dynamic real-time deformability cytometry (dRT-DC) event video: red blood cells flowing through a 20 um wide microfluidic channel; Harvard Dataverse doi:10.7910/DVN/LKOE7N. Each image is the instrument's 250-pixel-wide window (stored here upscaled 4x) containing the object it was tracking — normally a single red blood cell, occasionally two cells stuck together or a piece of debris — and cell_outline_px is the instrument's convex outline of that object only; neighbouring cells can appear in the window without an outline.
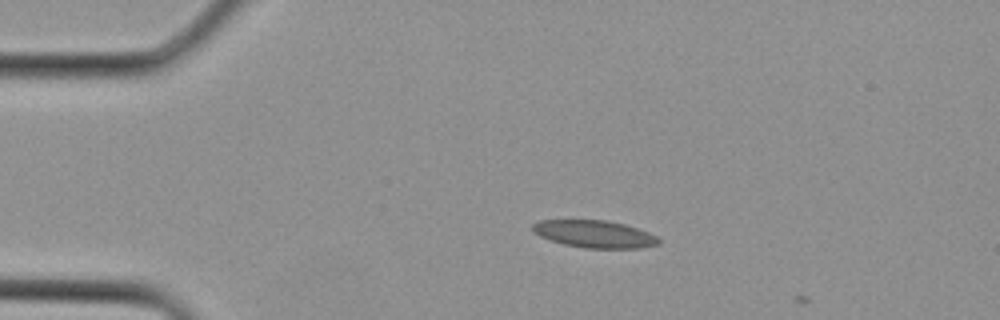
{"species": "Egyptian fruit bat (a non-hibernating species)", "species_latin": "Rousettus aegyptiacus", "temperature_condition": "cold", "stored_images_in_passage": 2, "camera_frame_rate_fps": 3000, "um_per_image_px": 0.085, "animal": {"sex": "female"}, "frame": {"image": 1, "passage_image": 1, "time_ms": 0.0, "image_size_px": [1000, 320], "cell_outline_px": [[660, 244], [640, 248], [584, 248], [564, 244], [540, 236], [532, 232], [532, 224], [540, 220], [608, 220], [624, 224], [648, 232], [656, 236], [660, 240]], "centroid_in_image_um": [50.53, 19.89], "position_along_channel_um": 34.5, "area_um2": 20.06}}